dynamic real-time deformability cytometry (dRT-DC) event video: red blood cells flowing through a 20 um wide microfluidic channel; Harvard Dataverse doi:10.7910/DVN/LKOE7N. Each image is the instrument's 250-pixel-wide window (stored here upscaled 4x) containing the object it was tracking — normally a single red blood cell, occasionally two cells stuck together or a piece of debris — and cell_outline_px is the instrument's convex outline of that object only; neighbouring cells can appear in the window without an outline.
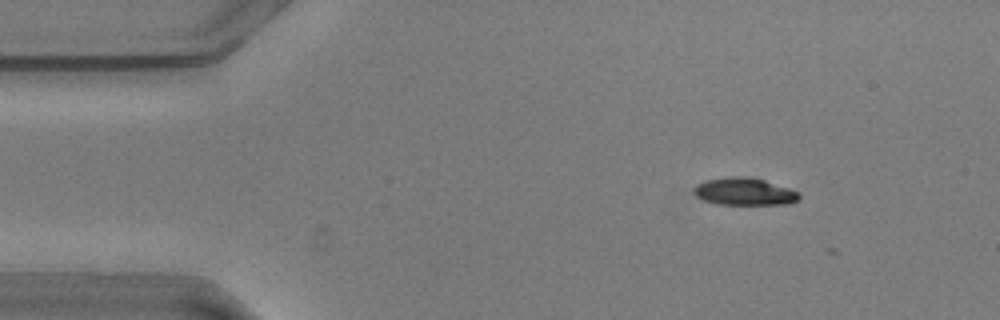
{"species": "common noctule bat (a hibernating species)", "species_latin": "Nyctalus noctula", "temperature_condition": "warm", "stored_images_in_passage": 9, "camera_frame_rate_fps": 3000, "um_per_image_px": 0.085, "animal": {"sex": "male", "body_mass_g": 20.5, "forearm_length_mm": 52.5}, "frame": {"image": 1, "passage_image": 8, "time_ms": 2.333, "image_size_px": [1000, 320], "cell_outline_px": [[800, 200], [788, 204], [716, 204], [700, 200], [692, 192], [692, 188], [696, 184], [704, 180], [732, 176], [748, 176], [764, 180], [800, 192]], "centroid_in_image_um": [63.22, 16.28], "position_along_channel_um": 21.8, "area_um2": 17.11}}